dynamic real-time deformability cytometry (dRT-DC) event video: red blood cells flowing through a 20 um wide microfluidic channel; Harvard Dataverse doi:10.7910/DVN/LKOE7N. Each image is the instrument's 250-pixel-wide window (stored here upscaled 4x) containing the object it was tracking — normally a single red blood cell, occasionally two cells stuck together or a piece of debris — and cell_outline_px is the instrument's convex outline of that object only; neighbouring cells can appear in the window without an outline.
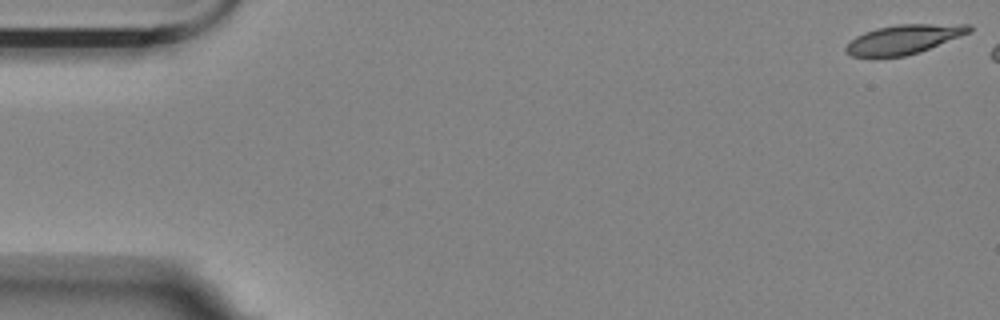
{"species": "Egyptian fruit bat (a non-hibernating species)", "species_latin": "Rousettus aegyptiacus", "temperature_condition": "room temperature", "stored_images_in_passage": 46, "camera_frame_rate_fps": 3000, "um_per_image_px": 0.085, "animal": {"sex": "female"}, "frame": {"image": 1, "passage_image": 1, "time_ms": 0.0, "image_size_px": [1000, 320], "cell_outline_px": [[972, 32], [920, 52], [904, 56], [852, 56], [844, 52], [844, 48], [856, 36], [864, 32], [876, 28], [900, 24], [972, 24]], "centroid_in_image_um": [76.86, 3.33], "position_along_channel_um": 8.1, "area_um2": 20.98}}
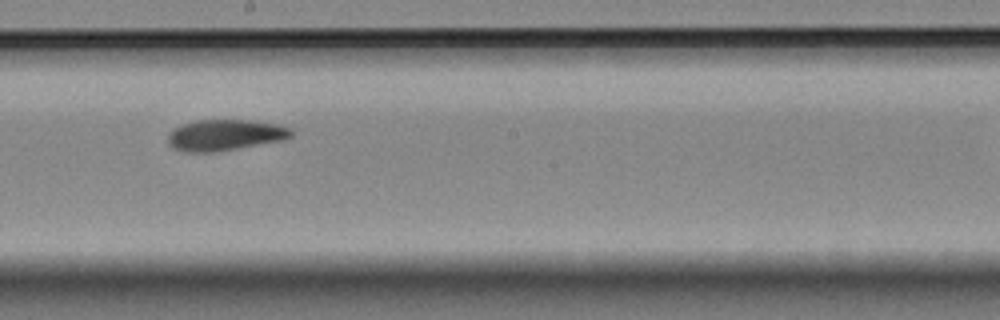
{"frame": {"image": 2, "passage_image": 31, "time_ms": 10.0, "image_size_px": [1000, 320], "cell_outline_px": [[292, 136], [284, 140], [216, 152], [184, 152], [172, 148], [168, 144], [168, 136], [176, 128], [184, 124], [196, 120], [252, 120], [276, 124], [292, 128]], "centroid_in_image_um": [19.15, 11.49], "position_along_channel_um": 229.1, "area_um2": 22.31}}
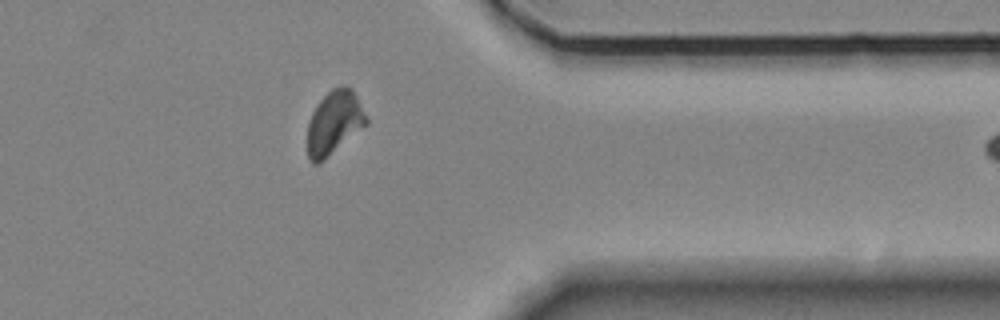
{"frame": {"image": 3, "passage_image": 45, "time_ms": 14.667, "image_size_px": [1000, 320], "cell_outline_px": [[368, 124], [324, 160], [316, 164], [312, 164], [308, 160], [308, 120], [316, 104], [332, 88], [352, 88], [368, 120]], "centroid_in_image_um": [28.38, 10.47], "position_along_channel_um": 383.0, "area_um2": 21.62}}